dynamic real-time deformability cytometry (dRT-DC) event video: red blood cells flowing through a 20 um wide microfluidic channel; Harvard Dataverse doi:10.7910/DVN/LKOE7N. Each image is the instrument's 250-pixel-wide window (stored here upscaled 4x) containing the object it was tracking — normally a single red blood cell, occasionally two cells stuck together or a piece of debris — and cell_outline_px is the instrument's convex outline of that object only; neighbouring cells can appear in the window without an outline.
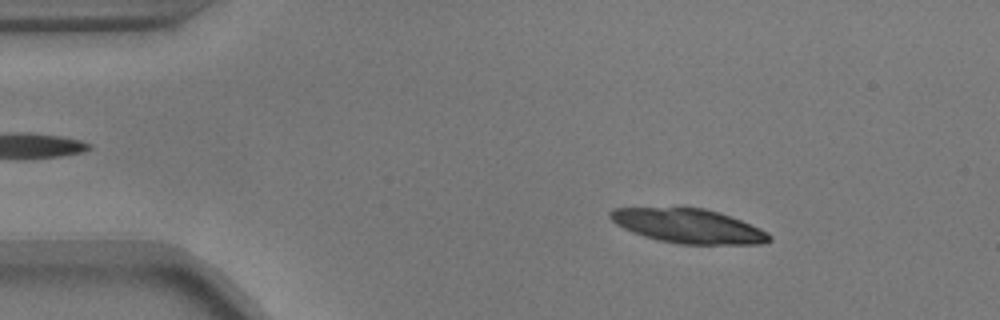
{"species": "common noctule bat (a hibernating species)", "species_latin": "Nyctalus noctula", "temperature_condition": "warm", "stored_images_in_passage": 38, "camera_frame_rate_fps": 3000, "um_per_image_px": 0.085, "animal": {"sex": "male", "body_mass_g": 17.9}, "frame": {"image": 1, "passage_image": 8, "time_ms": 2.333, "image_size_px": [1000, 320], "cell_outline_px": [[772, 240], [764, 244], [680, 244], [660, 240], [644, 236], [632, 232], [616, 224], [608, 216], [608, 212], [612, 208], [704, 208], [720, 212], [760, 228], [768, 232], [772, 236]], "centroid_in_image_um": [58.54, 19.21], "position_along_channel_um": 26.5, "area_um2": 31.67}}
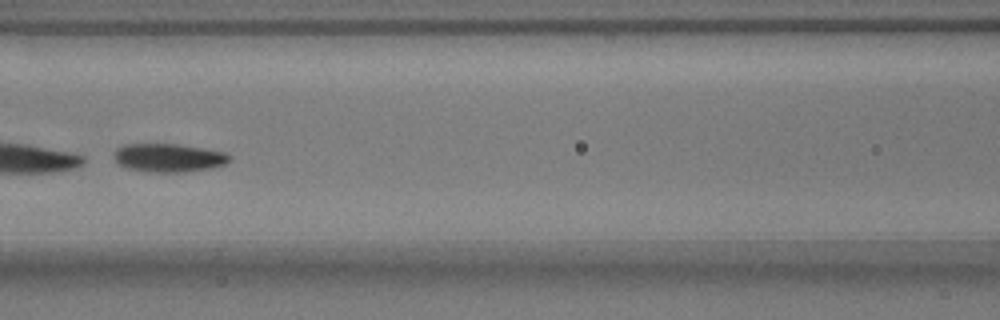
{"frame": {"image": 2, "passage_image": 24, "time_ms": 7.667, "image_size_px": [1000, 320], "cell_outline_px": [[232, 156], [224, 164], [212, 168], [184, 172], [144, 172], [128, 168], [120, 164], [116, 160], [116, 148], [124, 144], [176, 144], [204, 148], [224, 152]], "centroid_in_image_um": [14.35, 13.41], "position_along_channel_um": 152.3, "area_um2": 19.02}}
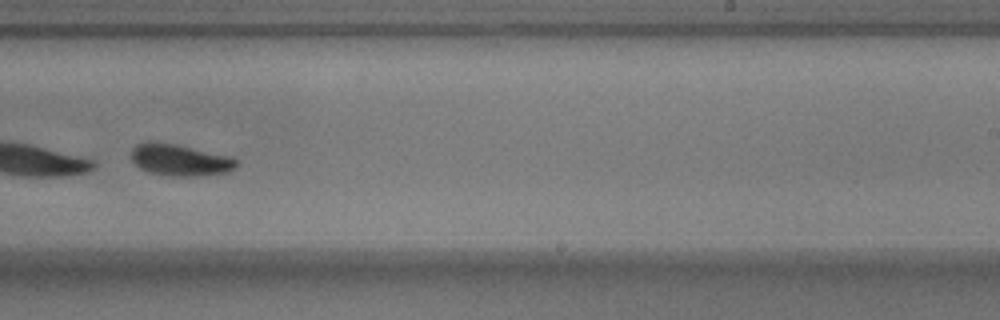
{"frame": {"image": 3, "passage_image": 34, "time_ms": 11.0, "image_size_px": [1000, 320], "cell_outline_px": [[236, 168], [228, 172], [196, 176], [168, 176], [148, 172], [140, 168], [132, 160], [132, 148], [136, 144], [148, 140], [152, 140], [176, 144], [232, 156], [236, 160]], "centroid_in_image_um": [15.28, 13.58], "position_along_channel_um": 273.7, "area_um2": 19.65}}